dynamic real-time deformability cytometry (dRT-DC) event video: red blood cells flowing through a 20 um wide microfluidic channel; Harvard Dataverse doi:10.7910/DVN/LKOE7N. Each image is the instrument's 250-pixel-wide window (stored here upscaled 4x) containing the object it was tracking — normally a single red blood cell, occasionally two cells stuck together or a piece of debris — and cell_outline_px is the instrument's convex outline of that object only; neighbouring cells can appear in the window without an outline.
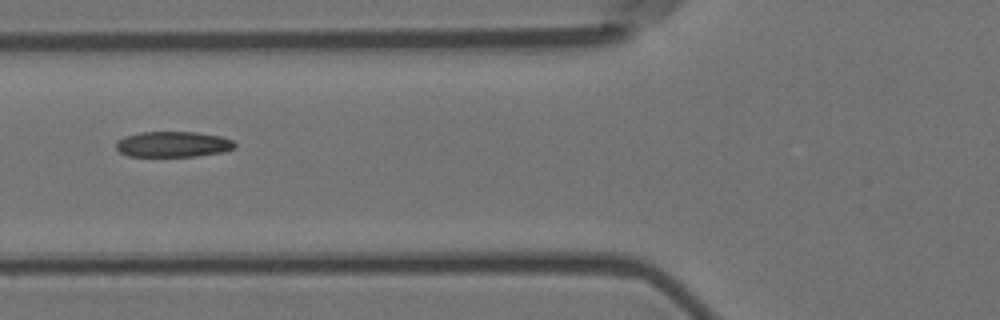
{"species": "Egyptian fruit bat (a non-hibernating species)", "species_latin": "Rousettus aegyptiacus", "temperature_condition": "room temperature", "stored_images_in_passage": 6, "camera_frame_rate_fps": 3000, "um_per_image_px": 0.085, "animal": {"sex": "female"}, "frame": {"image": 1, "passage_image": 2, "time_ms": 0.333, "image_size_px": [1000, 320], "cell_outline_px": [[236, 144], [232, 148], [224, 152], [196, 156], [128, 156], [120, 152], [116, 148], [116, 140], [124, 136], [140, 132], [196, 132], [220, 136], [232, 140]], "centroid_in_image_um": [14.67, 12.26], "position_along_channel_um": 111.1, "area_um2": 17.74}}
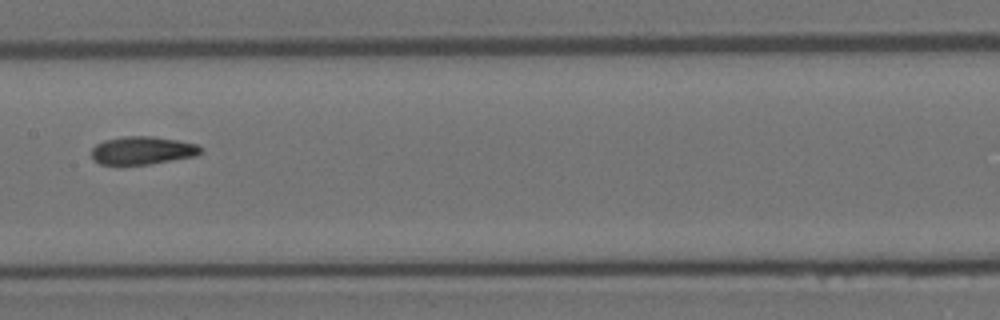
{"frame": {"image": 2, "passage_image": 4, "time_ms": 1.0, "image_size_px": [1000, 320], "cell_outline_px": [[204, 148], [196, 156], [148, 164], [120, 168], [100, 164], [92, 156], [92, 148], [96, 144], [104, 140], [124, 136], [152, 136], [176, 140], [196, 144]], "centroid_in_image_um": [12.05, 12.82], "position_along_channel_um": 195.3, "area_um2": 18.32}}
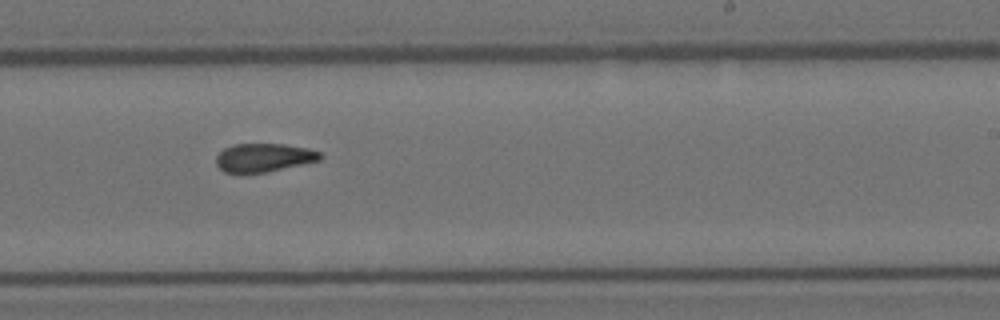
{"frame": {"image": 3, "passage_image": 6, "time_ms": 1.667, "image_size_px": [1000, 320], "cell_outline_px": [[324, 156], [320, 160], [264, 172], [240, 176], [224, 172], [216, 164], [216, 156], [224, 148], [232, 144], [284, 144], [308, 148], [320, 152]], "centroid_in_image_um": [22.36, 13.42], "position_along_channel_um": 266.6, "area_um2": 17.63}}